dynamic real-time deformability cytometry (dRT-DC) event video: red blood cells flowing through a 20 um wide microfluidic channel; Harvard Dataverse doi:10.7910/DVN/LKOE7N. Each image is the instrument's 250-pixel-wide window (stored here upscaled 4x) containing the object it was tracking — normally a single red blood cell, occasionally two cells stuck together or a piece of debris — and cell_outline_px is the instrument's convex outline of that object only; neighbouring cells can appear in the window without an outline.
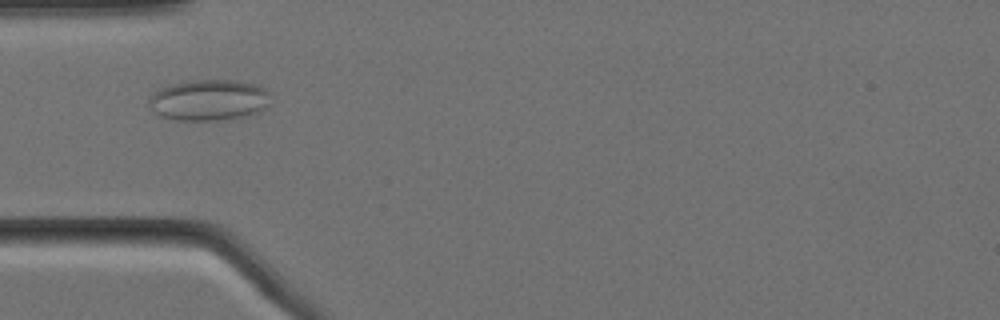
{"species": "Egyptian fruit bat (a non-hibernating species)", "species_latin": "Rousettus aegyptiacus", "temperature_condition": "cold", "stored_images_in_passage": 57, "camera_frame_rate_fps": 3000, "um_per_image_px": 0.085, "animal": {"sex": "female"}, "frame": {"image": 1, "passage_image": 16, "time_ms": 5.0, "image_size_px": [1000, 320], "cell_outline_px": [[268, 104], [260, 112], [244, 116], [224, 120], [176, 120], [160, 116], [152, 112], [148, 104], [148, 100], [160, 88], [172, 84], [200, 80], [228, 80], [256, 84], [264, 88], [268, 92]], "centroid_in_image_um": [17.73, 8.52], "position_along_channel_um": 67.3, "area_um2": 28.9}}
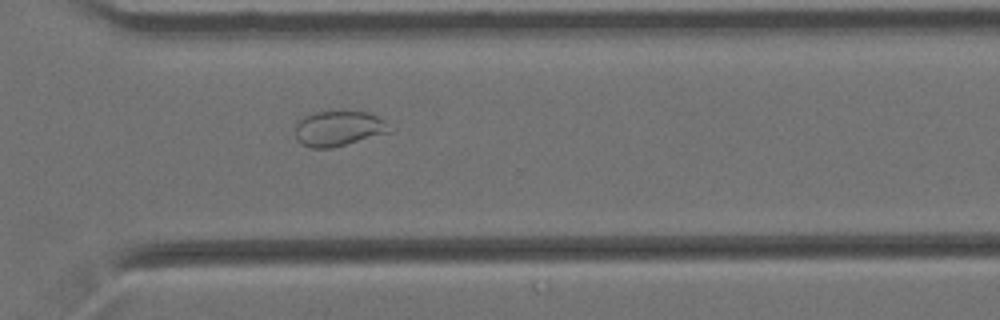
{"frame": {"image": 2, "passage_image": 40, "time_ms": 13.0, "image_size_px": [1000, 320], "cell_outline_px": [[396, 128], [392, 132], [332, 148], [312, 148], [300, 144], [296, 140], [296, 120], [304, 116], [316, 112], [368, 112], [384, 120]], "centroid_in_image_um": [28.81, 10.93], "position_along_channel_um": 341.8, "area_um2": 19.65}}
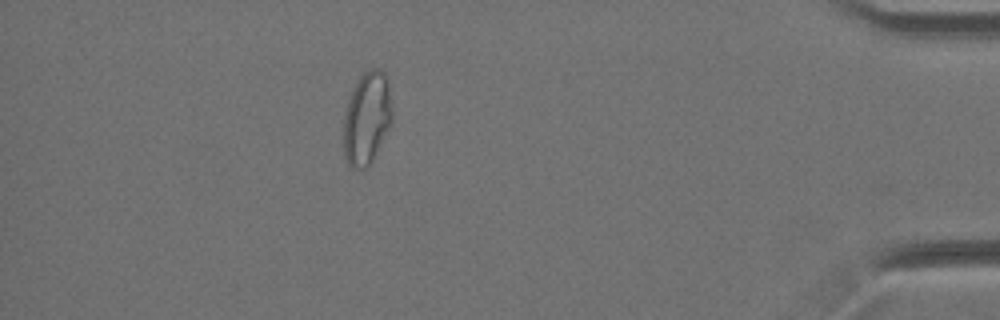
{"frame": {"image": 3, "passage_image": 50, "time_ms": 16.333, "image_size_px": [1000, 320], "cell_outline_px": [[392, 124], [368, 164], [364, 168], [352, 168], [344, 160], [344, 112], [352, 88], [356, 80], [364, 72], [372, 68], [380, 68], [384, 72], [388, 84], [392, 108]], "centroid_in_image_um": [31.17, 10.0], "position_along_channel_um": 404.0, "area_um2": 26.18}, "authors_computed_cell_mechanics": {"area_um2": 25.143, "velocity_mm_per_s": 3.4238, "shape_relaxation_time_tau1_ms": null, "shape_relaxation_time_tau2_ms": 1.5727, "deformation_change_tau1": null, "deformation_change_tau2": 0.0535}}